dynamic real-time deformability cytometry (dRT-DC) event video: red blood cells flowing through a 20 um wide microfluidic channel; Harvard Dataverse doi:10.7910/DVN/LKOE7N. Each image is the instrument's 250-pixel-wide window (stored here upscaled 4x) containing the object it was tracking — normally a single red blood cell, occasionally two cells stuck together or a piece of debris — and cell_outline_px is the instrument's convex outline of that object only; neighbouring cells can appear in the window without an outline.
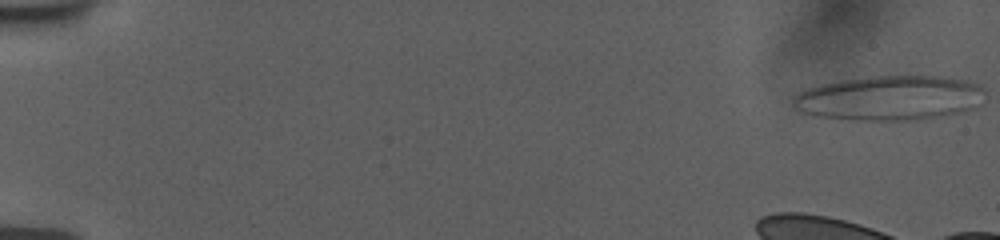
{"species": "human", "species_latin": "Homo sapiens", "temperature_condition": "room temperature", "stored_images_in_passage": 45, "camera_frame_rate_fps": 3000, "um_per_image_px": 0.085, "donor": {"sex": "female"}, "frame": {"image": 1, "passage_image": 1, "time_ms": 0.0, "image_size_px": [1000, 240], "cell_outline_px": [[968, 88], [944, 112], [916, 120], [868, 120], [828, 116], [804, 112], [800, 96], [804, 92], [812, 88], [844, 80], [868, 76], [932, 76], [952, 80], [968, 84]], "centroid_in_image_um": [75.12, 8.3], "position_along_channel_um": 9.9, "area_um2": 42.54}}
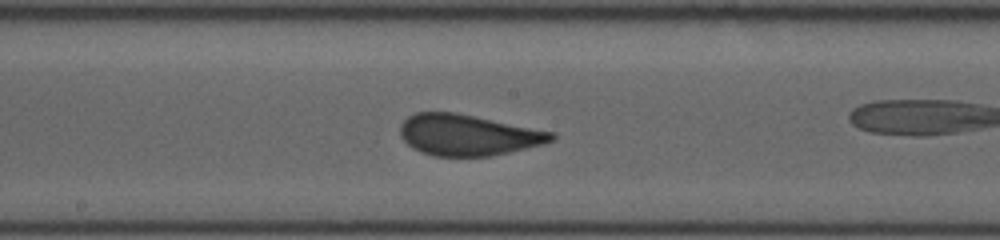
{"frame": {"image": 2, "passage_image": 29, "time_ms": 9.333, "image_size_px": [1000, 240], "cell_outline_px": [[556, 136], [552, 140], [544, 144], [492, 156], [432, 156], [420, 152], [412, 148], [400, 136], [400, 124], [408, 116], [416, 112], [452, 112], [552, 132]], "centroid_in_image_um": [39.71, 11.49], "position_along_channel_um": 208.5, "area_um2": 35.84}}
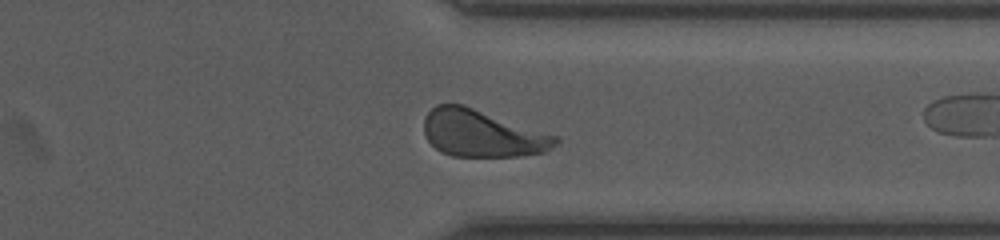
{"frame": {"image": 3, "passage_image": 42, "time_ms": 13.667, "image_size_px": [1000, 240], "cell_outline_px": [[560, 140], [556, 144], [544, 152], [520, 156], [452, 156], [440, 152], [428, 140], [424, 132], [424, 116], [436, 104], [464, 104], [560, 136]], "centroid_in_image_um": [41.0, 11.33], "position_along_channel_um": 370.4, "area_um2": 36.41}}